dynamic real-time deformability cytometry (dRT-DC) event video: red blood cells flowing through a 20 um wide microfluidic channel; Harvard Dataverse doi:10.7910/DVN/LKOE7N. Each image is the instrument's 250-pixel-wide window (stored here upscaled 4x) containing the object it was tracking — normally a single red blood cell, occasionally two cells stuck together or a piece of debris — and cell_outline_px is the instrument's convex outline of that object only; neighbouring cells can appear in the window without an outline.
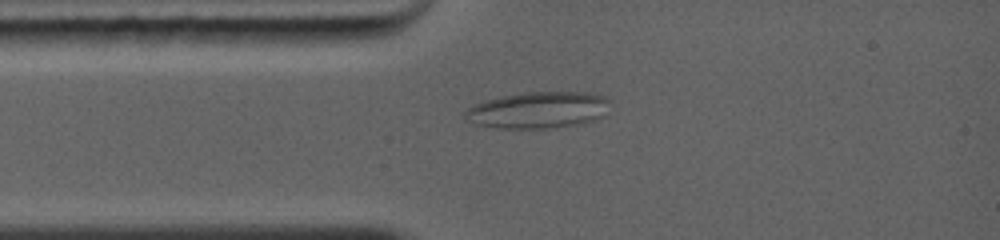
{"species": "common noctule bat (a hibernating species)", "species_latin": "Nyctalus noctula", "temperature_condition": "warm", "stored_images_in_passage": 6, "camera_frame_rate_fps": 5000, "um_per_image_px": 0.085, "animal": {"sex": "female", "body_mass_g": 19.0, "forearm_length_mm": 56.7}, "frame": {"image": 1, "passage_image": 3, "time_ms": 1.6, "image_size_px": [1000, 240], "cell_outline_px": [[608, 100], [604, 116], [596, 120], [584, 124], [548, 128], [496, 128], [476, 124], [460, 116], [472, 104], [484, 100], [504, 96], [528, 92], [588, 92], [608, 96]], "centroid_in_image_um": [45.74, 9.36], "position_along_channel_um": 39.3, "area_um2": 31.15}}
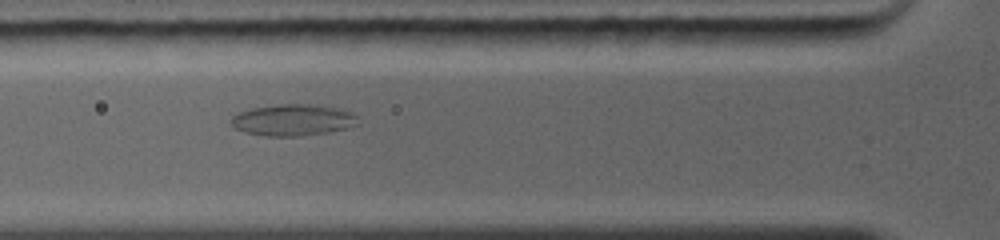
{"frame": {"image": 2, "passage_image": 5, "time_ms": 3.2, "image_size_px": [1000, 240], "cell_outline_px": [[360, 124], [348, 128], [328, 132], [300, 136], [264, 136], [244, 132], [228, 124], [228, 120], [232, 116], [240, 112], [252, 108], [276, 104], [308, 104], [340, 108], [356, 116]], "centroid_in_image_um": [24.86, 10.2], "position_along_channel_um": 100.9, "area_um2": 23.47}}
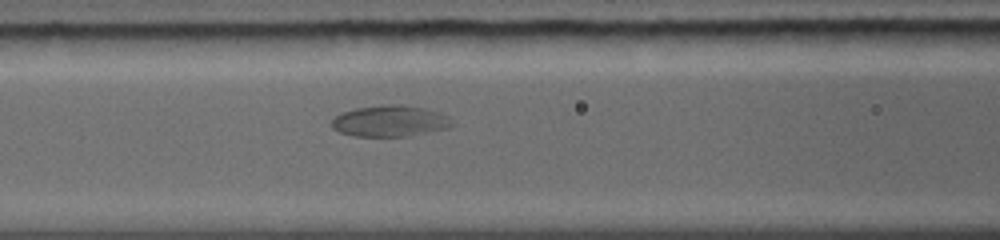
{"frame": {"image": 3, "passage_image": 6, "time_ms": 4.0, "image_size_px": [1000, 240], "cell_outline_px": [[456, 124], [448, 128], [412, 136], [356, 136], [340, 132], [332, 128], [332, 120], [340, 112], [356, 108], [384, 104], [400, 104], [424, 108], [440, 112], [448, 116]], "centroid_in_image_um": [33.19, 10.28], "position_along_channel_um": 133.4, "area_um2": 22.14}}